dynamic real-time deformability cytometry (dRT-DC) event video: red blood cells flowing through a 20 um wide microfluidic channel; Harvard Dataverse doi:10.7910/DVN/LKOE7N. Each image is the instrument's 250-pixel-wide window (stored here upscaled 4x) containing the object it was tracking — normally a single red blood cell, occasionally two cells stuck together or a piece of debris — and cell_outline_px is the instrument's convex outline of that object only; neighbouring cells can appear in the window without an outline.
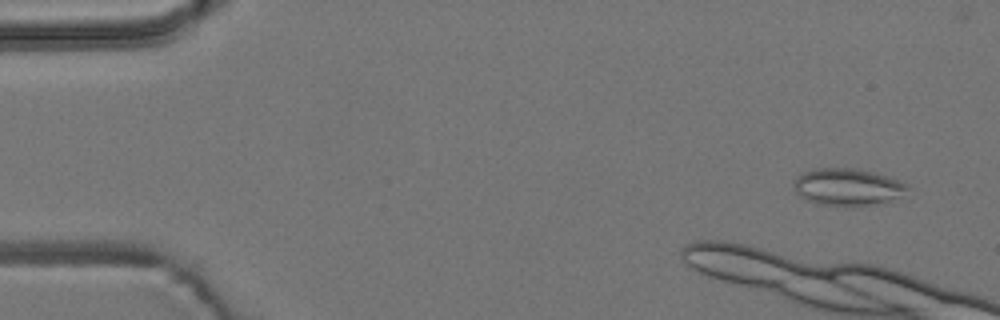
{"species": "common noctule bat (a hibernating species)", "species_latin": "Nyctalus noctula", "temperature_condition": "room temperature", "stored_images_in_passage": 8, "camera_frame_rate_fps": 3000, "um_per_image_px": 0.085, "animal": {"sex": "male", "body_mass_g": 19.2, "forearm_length_mm": 51.8}, "frame": {"image": 1, "passage_image": 1, "time_ms": 0.0, "image_size_px": [1000, 320], "cell_outline_px": [[912, 188], [900, 196], [884, 204], [816, 204], [800, 196], [796, 192], [792, 184], [796, 176], [800, 172], [812, 168], [856, 168], [888, 176], [900, 180], [908, 184]], "centroid_in_image_um": [72.05, 15.86], "position_along_channel_um": 12.9, "area_um2": 24.68}}
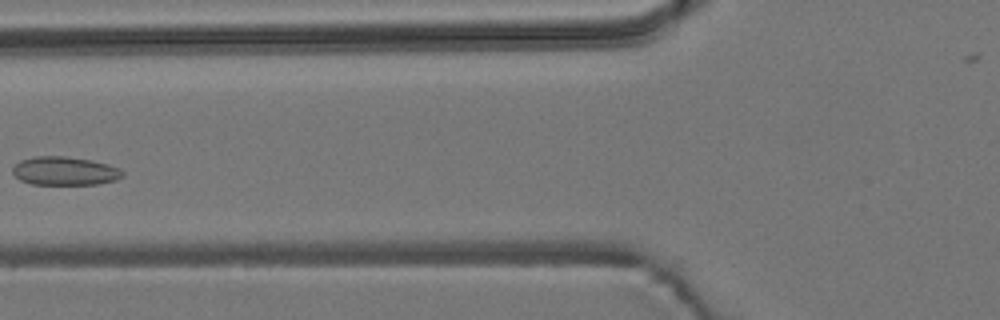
{"frame": {"image": 2, "passage_image": 7, "time_ms": 7.667, "image_size_px": [1000, 320], "cell_outline_px": [[124, 176], [116, 180], [96, 184], [32, 184], [20, 180], [12, 172], [12, 168], [20, 160], [36, 156], [64, 156], [92, 160], [108, 164], [120, 168], [124, 172]], "centroid_in_image_um": [5.53, 14.53], "position_along_channel_um": 120.3, "area_um2": 18.32}}
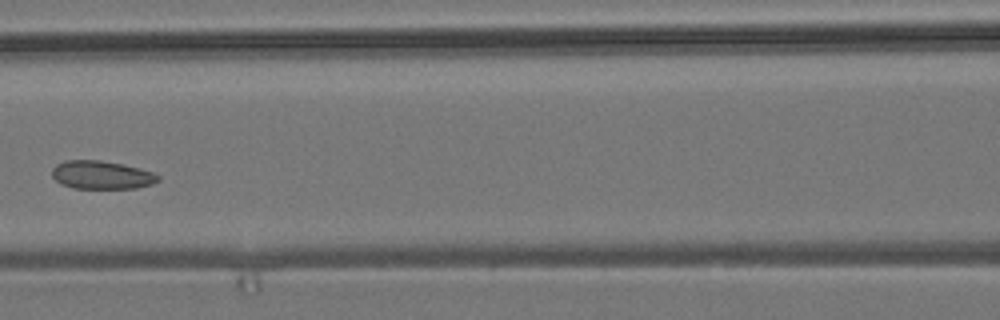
{"frame": {"image": 3, "passage_image": 8, "time_ms": 8.667, "image_size_px": [1000, 320], "cell_outline_px": [[160, 180], [152, 184], [136, 188], [72, 188], [60, 184], [52, 176], [52, 168], [56, 164], [64, 160], [100, 160], [140, 168], [152, 172], [160, 176]], "centroid_in_image_um": [8.62, 14.87], "position_along_channel_um": 158.0, "area_um2": 17.51}}